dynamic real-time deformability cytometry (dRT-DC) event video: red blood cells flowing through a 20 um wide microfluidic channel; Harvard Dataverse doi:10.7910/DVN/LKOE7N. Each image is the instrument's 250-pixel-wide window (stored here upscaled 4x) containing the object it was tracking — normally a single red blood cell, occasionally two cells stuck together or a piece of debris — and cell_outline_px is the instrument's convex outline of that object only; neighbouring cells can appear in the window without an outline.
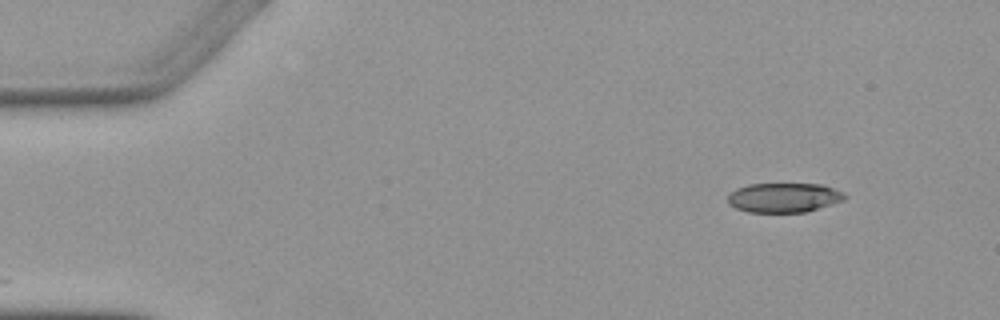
{"species": "Egyptian fruit bat (a non-hibernating species)", "species_latin": "Rousettus aegyptiacus", "temperature_condition": "warm", "stored_images_in_passage": 4, "camera_frame_rate_fps": 3000, "um_per_image_px": 0.085, "animal": {"sex": "female"}, "frame": {"image": 1, "passage_image": 1, "time_ms": 0.0, "image_size_px": [1000, 320], "cell_outline_px": [[848, 196], [844, 200], [832, 204], [804, 212], [748, 212], [736, 208], [728, 204], [728, 196], [736, 188], [748, 184], [820, 184], [844, 192]], "centroid_in_image_um": [66.63, 16.79], "position_along_channel_um": 18.4, "area_um2": 20.06}}
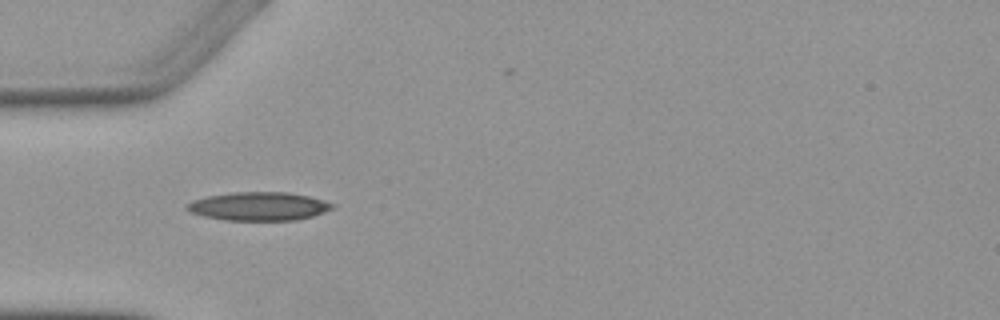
{"frame": {"image": 2, "passage_image": 4, "time_ms": 3.667, "image_size_px": [1000, 320], "cell_outline_px": [[336, 208], [312, 216], [296, 220], [224, 220], [204, 216], [192, 212], [184, 208], [184, 204], [192, 200], [208, 196], [232, 192], [288, 192], [308, 196], [332, 204]], "centroid_in_image_um": [21.95, 17.53], "position_along_channel_um": 63.0, "area_um2": 24.04}}